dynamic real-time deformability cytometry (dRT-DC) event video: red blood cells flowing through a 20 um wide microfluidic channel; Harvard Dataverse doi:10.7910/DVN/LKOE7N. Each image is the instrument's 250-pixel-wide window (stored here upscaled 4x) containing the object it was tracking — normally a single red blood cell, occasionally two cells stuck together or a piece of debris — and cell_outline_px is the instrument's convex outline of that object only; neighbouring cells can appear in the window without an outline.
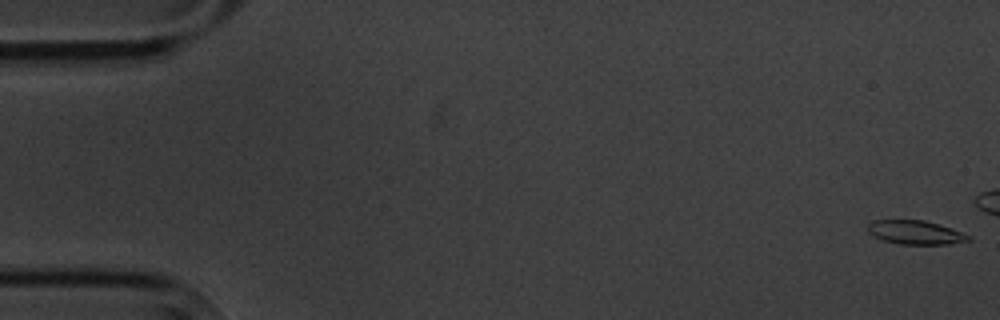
{"species": "common noctule bat (a hibernating species)", "species_latin": "Nyctalus noctula", "temperature_condition": "cold", "stored_images_in_passage": 6, "camera_frame_rate_fps": 3000, "um_per_image_px": 0.085, "animal": {"sex": "male", "body_mass_g": 20.1, "forearm_length_mm": 53.5}, "frame": {"image": 1, "passage_image": 1, "time_ms": 0.0, "image_size_px": [1000, 320], "cell_outline_px": [[972, 240], [948, 244], [900, 244], [884, 240], [868, 232], [868, 224], [872, 220], [924, 220], [960, 232], [968, 236]], "centroid_in_image_um": [77.77, 19.75], "position_along_channel_um": 7.2, "area_um2": 13.58}}